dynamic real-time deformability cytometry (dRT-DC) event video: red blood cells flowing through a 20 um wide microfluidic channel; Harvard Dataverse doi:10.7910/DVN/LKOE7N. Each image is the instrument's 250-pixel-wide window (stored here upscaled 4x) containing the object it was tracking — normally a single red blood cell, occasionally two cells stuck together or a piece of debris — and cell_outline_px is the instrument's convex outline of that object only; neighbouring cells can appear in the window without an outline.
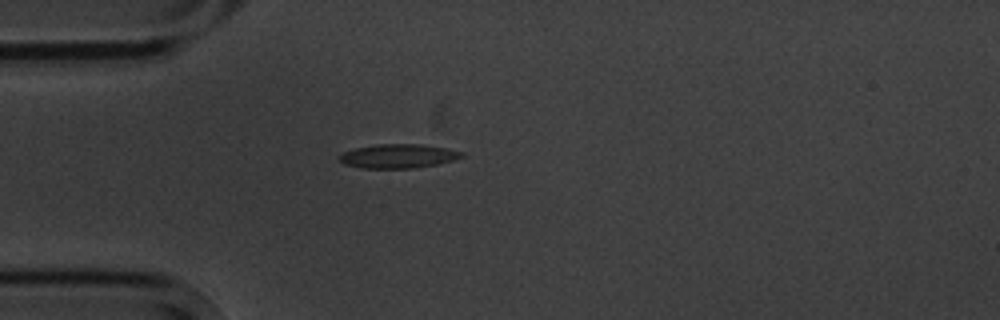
{"species": "common noctule bat (a hibernating species)", "species_latin": "Nyctalus noctula", "temperature_condition": "cold", "stored_images_in_passage": 6, "camera_frame_rate_fps": 3000, "um_per_image_px": 0.085, "animal": {"sex": "male", "body_mass_g": 20.1, "forearm_length_mm": 53.5}, "frame": {"image": 1, "passage_image": 6, "time_ms": 5.667, "image_size_px": [1000, 320], "cell_outline_px": [[464, 156], [452, 160], [436, 164], [412, 168], [360, 168], [344, 164], [336, 156], [344, 152], [356, 148], [380, 144], [420, 144], [448, 148], [464, 152]], "centroid_in_image_um": [33.83, 13.26], "position_along_channel_um": 51.2, "area_um2": 17.05}}